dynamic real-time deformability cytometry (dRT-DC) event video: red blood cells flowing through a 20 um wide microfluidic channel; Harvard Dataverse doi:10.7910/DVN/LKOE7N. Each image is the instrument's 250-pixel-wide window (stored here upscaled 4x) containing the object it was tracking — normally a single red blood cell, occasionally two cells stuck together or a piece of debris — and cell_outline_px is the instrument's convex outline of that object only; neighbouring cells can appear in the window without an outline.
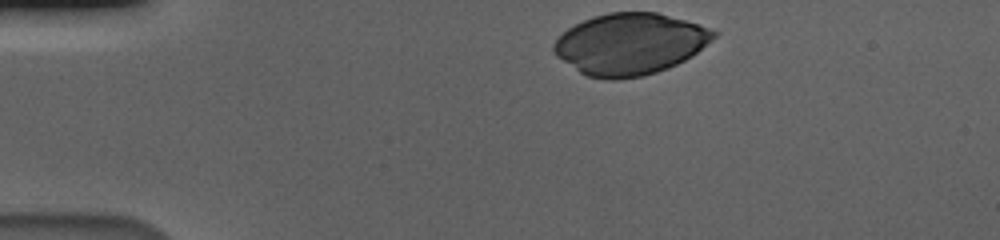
{"species": "human", "species_latin": "Homo sapiens", "temperature_condition": "cold", "stored_images_in_passage": 37, "camera_frame_rate_fps": 3000, "um_per_image_px": 0.085, "donor": {"sex": "male"}, "frame": {"image": 1, "passage_image": 1, "time_ms": 0.0, "image_size_px": [1000, 240], "cell_outline_px": [[720, 32], [712, 40], [692, 56], [668, 68], [644, 76], [612, 80], [608, 80], [588, 76], [580, 72], [556, 56], [552, 52], [552, 44], [568, 28], [592, 16], [608, 12], [656, 12], [684, 20]], "centroid_in_image_um": [53.53, 3.74], "position_along_channel_um": 31.5, "area_um2": 57.05}}
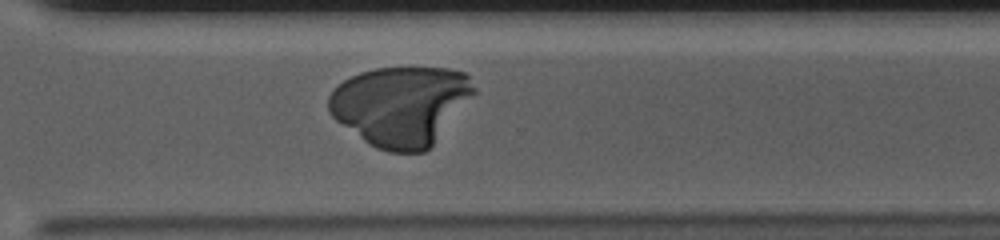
{"frame": {"image": 2, "passage_image": 32, "time_ms": 10.333, "image_size_px": [1000, 240], "cell_outline_px": [[476, 92], [432, 148], [424, 152], [388, 152], [376, 148], [368, 144], [336, 120], [328, 112], [328, 96], [344, 80], [360, 72], [376, 68], [448, 68], [464, 72], [468, 76], [476, 88]], "centroid_in_image_um": [34.09, 9.0], "position_along_channel_um": 336.5, "area_um2": 67.63}}